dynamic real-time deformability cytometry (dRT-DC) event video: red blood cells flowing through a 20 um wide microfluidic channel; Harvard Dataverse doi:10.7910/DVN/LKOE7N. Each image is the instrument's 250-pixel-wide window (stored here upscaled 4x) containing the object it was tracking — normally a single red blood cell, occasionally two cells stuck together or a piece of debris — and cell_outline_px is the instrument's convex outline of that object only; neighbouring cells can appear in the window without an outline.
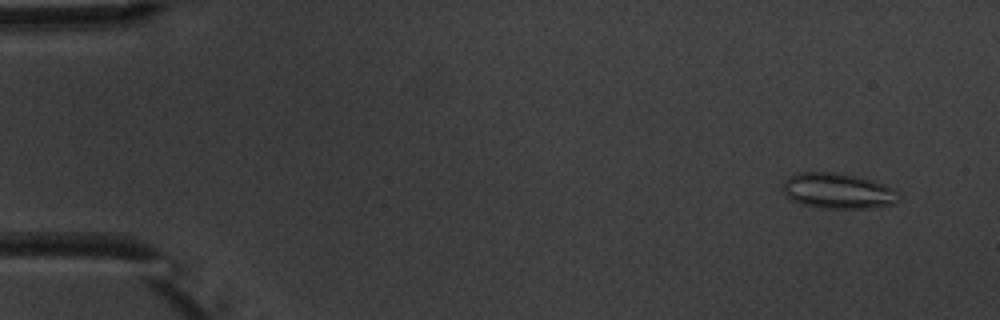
{"species": "common noctule bat (a hibernating species)", "species_latin": "Nyctalus noctula", "temperature_condition": "warm", "stored_images_in_passage": 5, "camera_frame_rate_fps": 3000, "um_per_image_px": 0.085, "animal": {"sex": "male", "body_mass_g": 20.1, "forearm_length_mm": 53.5}, "frame": {"image": 1, "passage_image": 1, "time_ms": 0.0, "image_size_px": [1000, 320], "cell_outline_px": [[904, 196], [900, 200], [892, 204], [872, 208], [820, 208], [800, 204], [784, 196], [784, 180], [796, 172], [836, 172], [856, 176], [872, 180], [896, 188]], "centroid_in_image_um": [71.27, 16.23], "position_along_channel_um": 13.7, "area_um2": 24.51}}
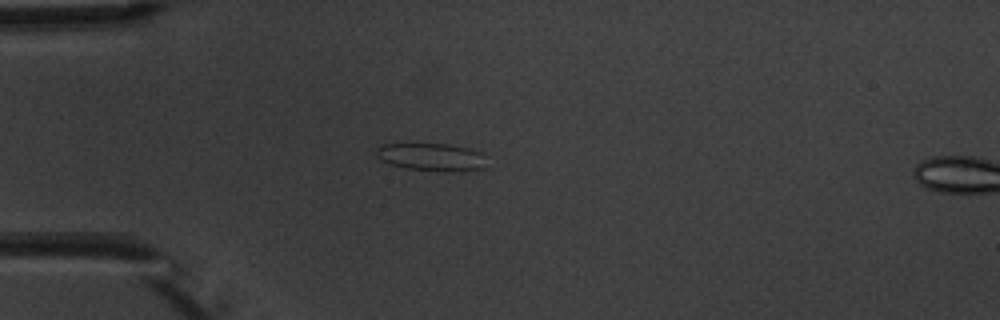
{"frame": {"image": 2, "passage_image": 4, "time_ms": 3.667, "image_size_px": [1000, 320], "cell_outline_px": [[488, 168], [464, 172], [448, 172], [404, 168], [388, 164], [380, 160], [376, 156], [376, 148], [380, 144], [448, 144], [468, 148], [480, 152]], "centroid_in_image_um": [36.68, 13.37], "position_along_channel_um": 48.3, "area_um2": 18.21}}